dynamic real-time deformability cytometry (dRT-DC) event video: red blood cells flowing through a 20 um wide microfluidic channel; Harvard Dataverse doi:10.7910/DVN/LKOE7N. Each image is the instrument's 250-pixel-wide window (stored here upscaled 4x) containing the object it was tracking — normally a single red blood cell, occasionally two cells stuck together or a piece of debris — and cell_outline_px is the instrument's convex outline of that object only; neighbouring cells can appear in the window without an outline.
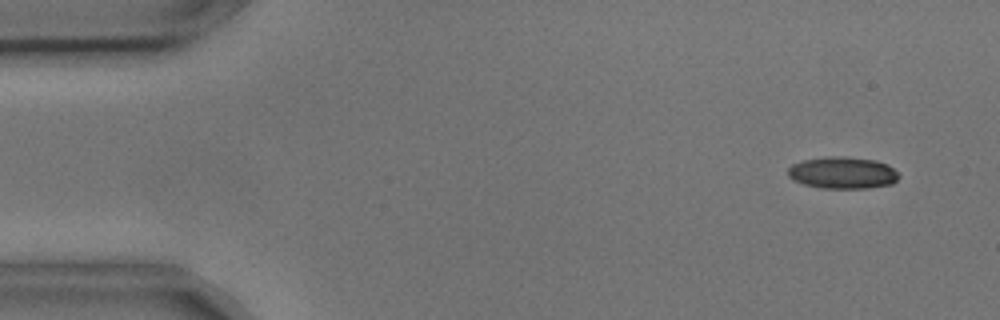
{"species": "common noctule bat (a hibernating species)", "species_latin": "Nyctalus noctula", "temperature_condition": "cold", "stored_images_in_passage": 4, "camera_frame_rate_fps": 3000, "um_per_image_px": 0.085, "animal": {"sex": "male", "body_mass_g": 17.9, "forearm_length_mm": 54.2}, "frame": {"image": 1, "passage_image": 1, "time_ms": 0.0, "image_size_px": [1000, 320], "cell_outline_px": [[900, 176], [892, 184], [868, 188], [824, 188], [804, 184], [792, 180], [788, 176], [788, 168], [792, 164], [804, 160], [828, 156], [844, 156], [876, 160], [888, 164]], "centroid_in_image_um": [71.62, 14.68], "position_along_channel_um": 13.4, "area_um2": 20.63}}